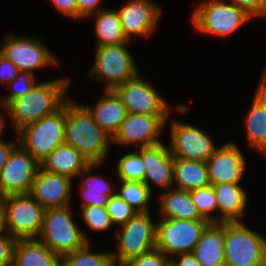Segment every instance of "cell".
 Wrapping results in <instances>:
<instances>
[{"instance_id": "14", "label": "cell", "mask_w": 266, "mask_h": 266, "mask_svg": "<svg viewBox=\"0 0 266 266\" xmlns=\"http://www.w3.org/2000/svg\"><path fill=\"white\" fill-rule=\"evenodd\" d=\"M114 91L122 99L128 113L171 115L168 101L146 82L139 73L135 78L118 85Z\"/></svg>"}, {"instance_id": "43", "label": "cell", "mask_w": 266, "mask_h": 266, "mask_svg": "<svg viewBox=\"0 0 266 266\" xmlns=\"http://www.w3.org/2000/svg\"><path fill=\"white\" fill-rule=\"evenodd\" d=\"M179 259V260H178ZM170 266H201L192 253L178 254L170 258Z\"/></svg>"}, {"instance_id": "9", "label": "cell", "mask_w": 266, "mask_h": 266, "mask_svg": "<svg viewBox=\"0 0 266 266\" xmlns=\"http://www.w3.org/2000/svg\"><path fill=\"white\" fill-rule=\"evenodd\" d=\"M6 232L16 239L37 238L45 208L30 193L12 194L0 198Z\"/></svg>"}, {"instance_id": "25", "label": "cell", "mask_w": 266, "mask_h": 266, "mask_svg": "<svg viewBox=\"0 0 266 266\" xmlns=\"http://www.w3.org/2000/svg\"><path fill=\"white\" fill-rule=\"evenodd\" d=\"M12 266H62V258L37 238L17 239Z\"/></svg>"}, {"instance_id": "47", "label": "cell", "mask_w": 266, "mask_h": 266, "mask_svg": "<svg viewBox=\"0 0 266 266\" xmlns=\"http://www.w3.org/2000/svg\"><path fill=\"white\" fill-rule=\"evenodd\" d=\"M112 266H124V265H117V264H112Z\"/></svg>"}, {"instance_id": "41", "label": "cell", "mask_w": 266, "mask_h": 266, "mask_svg": "<svg viewBox=\"0 0 266 266\" xmlns=\"http://www.w3.org/2000/svg\"><path fill=\"white\" fill-rule=\"evenodd\" d=\"M103 0H77L78 20L89 19L91 15L97 13L101 9Z\"/></svg>"}, {"instance_id": "26", "label": "cell", "mask_w": 266, "mask_h": 266, "mask_svg": "<svg viewBox=\"0 0 266 266\" xmlns=\"http://www.w3.org/2000/svg\"><path fill=\"white\" fill-rule=\"evenodd\" d=\"M161 193L159 195V213L160 215L162 214L161 218L205 220L200 215L189 191L172 187Z\"/></svg>"}, {"instance_id": "32", "label": "cell", "mask_w": 266, "mask_h": 266, "mask_svg": "<svg viewBox=\"0 0 266 266\" xmlns=\"http://www.w3.org/2000/svg\"><path fill=\"white\" fill-rule=\"evenodd\" d=\"M116 174L119 180L144 182L145 168L141 158V148L117 160Z\"/></svg>"}, {"instance_id": "10", "label": "cell", "mask_w": 266, "mask_h": 266, "mask_svg": "<svg viewBox=\"0 0 266 266\" xmlns=\"http://www.w3.org/2000/svg\"><path fill=\"white\" fill-rule=\"evenodd\" d=\"M157 222L156 248L169 259L178 254L192 253L206 226L207 220L161 218Z\"/></svg>"}, {"instance_id": "18", "label": "cell", "mask_w": 266, "mask_h": 266, "mask_svg": "<svg viewBox=\"0 0 266 266\" xmlns=\"http://www.w3.org/2000/svg\"><path fill=\"white\" fill-rule=\"evenodd\" d=\"M72 182L71 178L40 166L30 194L45 209L66 207L71 204Z\"/></svg>"}, {"instance_id": "5", "label": "cell", "mask_w": 266, "mask_h": 266, "mask_svg": "<svg viewBox=\"0 0 266 266\" xmlns=\"http://www.w3.org/2000/svg\"><path fill=\"white\" fill-rule=\"evenodd\" d=\"M127 47L128 43L95 46L94 62L88 76L92 80L104 82L106 85L103 90H114L141 73Z\"/></svg>"}, {"instance_id": "1", "label": "cell", "mask_w": 266, "mask_h": 266, "mask_svg": "<svg viewBox=\"0 0 266 266\" xmlns=\"http://www.w3.org/2000/svg\"><path fill=\"white\" fill-rule=\"evenodd\" d=\"M64 144L78 150L92 164H104L110 151L112 137L94 120L89 108L66 99Z\"/></svg>"}, {"instance_id": "24", "label": "cell", "mask_w": 266, "mask_h": 266, "mask_svg": "<svg viewBox=\"0 0 266 266\" xmlns=\"http://www.w3.org/2000/svg\"><path fill=\"white\" fill-rule=\"evenodd\" d=\"M90 161L74 147L61 144L56 147L41 163V167L49 172L65 175L72 180L80 177Z\"/></svg>"}, {"instance_id": "45", "label": "cell", "mask_w": 266, "mask_h": 266, "mask_svg": "<svg viewBox=\"0 0 266 266\" xmlns=\"http://www.w3.org/2000/svg\"><path fill=\"white\" fill-rule=\"evenodd\" d=\"M6 233L5 230V224H4V214H3V209L0 204V236H3Z\"/></svg>"}, {"instance_id": "34", "label": "cell", "mask_w": 266, "mask_h": 266, "mask_svg": "<svg viewBox=\"0 0 266 266\" xmlns=\"http://www.w3.org/2000/svg\"><path fill=\"white\" fill-rule=\"evenodd\" d=\"M36 75L19 71L15 79L7 86L10 94L0 100V104L8 106L14 99L25 96L37 83Z\"/></svg>"}, {"instance_id": "46", "label": "cell", "mask_w": 266, "mask_h": 266, "mask_svg": "<svg viewBox=\"0 0 266 266\" xmlns=\"http://www.w3.org/2000/svg\"><path fill=\"white\" fill-rule=\"evenodd\" d=\"M5 113L1 112L0 113V142H5L4 138L2 139L1 135L4 133V128H5V116L3 115Z\"/></svg>"}, {"instance_id": "23", "label": "cell", "mask_w": 266, "mask_h": 266, "mask_svg": "<svg viewBox=\"0 0 266 266\" xmlns=\"http://www.w3.org/2000/svg\"><path fill=\"white\" fill-rule=\"evenodd\" d=\"M103 93L94 107L90 104L86 106L91 111L93 120L113 138L128 112L114 90H104Z\"/></svg>"}, {"instance_id": "8", "label": "cell", "mask_w": 266, "mask_h": 266, "mask_svg": "<svg viewBox=\"0 0 266 266\" xmlns=\"http://www.w3.org/2000/svg\"><path fill=\"white\" fill-rule=\"evenodd\" d=\"M226 266H266V238L242 222H225Z\"/></svg>"}, {"instance_id": "3", "label": "cell", "mask_w": 266, "mask_h": 266, "mask_svg": "<svg viewBox=\"0 0 266 266\" xmlns=\"http://www.w3.org/2000/svg\"><path fill=\"white\" fill-rule=\"evenodd\" d=\"M70 206L45 209L42 228L37 237L61 258L90 242L84 230L75 223Z\"/></svg>"}, {"instance_id": "29", "label": "cell", "mask_w": 266, "mask_h": 266, "mask_svg": "<svg viewBox=\"0 0 266 266\" xmlns=\"http://www.w3.org/2000/svg\"><path fill=\"white\" fill-rule=\"evenodd\" d=\"M94 18L95 46L129 43L120 23L117 9L102 8L91 15Z\"/></svg>"}, {"instance_id": "30", "label": "cell", "mask_w": 266, "mask_h": 266, "mask_svg": "<svg viewBox=\"0 0 266 266\" xmlns=\"http://www.w3.org/2000/svg\"><path fill=\"white\" fill-rule=\"evenodd\" d=\"M120 181V187L115 193L126 201L137 212H150V199L153 193L144 182Z\"/></svg>"}, {"instance_id": "6", "label": "cell", "mask_w": 266, "mask_h": 266, "mask_svg": "<svg viewBox=\"0 0 266 266\" xmlns=\"http://www.w3.org/2000/svg\"><path fill=\"white\" fill-rule=\"evenodd\" d=\"M65 103L55 112L19 129V144L41 163L56 147L64 143Z\"/></svg>"}, {"instance_id": "40", "label": "cell", "mask_w": 266, "mask_h": 266, "mask_svg": "<svg viewBox=\"0 0 266 266\" xmlns=\"http://www.w3.org/2000/svg\"><path fill=\"white\" fill-rule=\"evenodd\" d=\"M19 72L18 67L0 53V82L8 85Z\"/></svg>"}, {"instance_id": "42", "label": "cell", "mask_w": 266, "mask_h": 266, "mask_svg": "<svg viewBox=\"0 0 266 266\" xmlns=\"http://www.w3.org/2000/svg\"><path fill=\"white\" fill-rule=\"evenodd\" d=\"M61 14L68 18L78 19L77 0H50Z\"/></svg>"}, {"instance_id": "17", "label": "cell", "mask_w": 266, "mask_h": 266, "mask_svg": "<svg viewBox=\"0 0 266 266\" xmlns=\"http://www.w3.org/2000/svg\"><path fill=\"white\" fill-rule=\"evenodd\" d=\"M222 145L206 161L209 183H241L245 176L246 159L236 142L231 140Z\"/></svg>"}, {"instance_id": "36", "label": "cell", "mask_w": 266, "mask_h": 266, "mask_svg": "<svg viewBox=\"0 0 266 266\" xmlns=\"http://www.w3.org/2000/svg\"><path fill=\"white\" fill-rule=\"evenodd\" d=\"M106 209L113 226L117 225L116 228L123 226L137 213L134 208H132L116 193L110 197V200L106 205Z\"/></svg>"}, {"instance_id": "19", "label": "cell", "mask_w": 266, "mask_h": 266, "mask_svg": "<svg viewBox=\"0 0 266 266\" xmlns=\"http://www.w3.org/2000/svg\"><path fill=\"white\" fill-rule=\"evenodd\" d=\"M141 158L144 163V183L153 193L152 184L166 191L173 187L174 157L169 151L168 145L158 143L156 145L142 147Z\"/></svg>"}, {"instance_id": "15", "label": "cell", "mask_w": 266, "mask_h": 266, "mask_svg": "<svg viewBox=\"0 0 266 266\" xmlns=\"http://www.w3.org/2000/svg\"><path fill=\"white\" fill-rule=\"evenodd\" d=\"M40 163L18 144L0 171V198L30 193Z\"/></svg>"}, {"instance_id": "12", "label": "cell", "mask_w": 266, "mask_h": 266, "mask_svg": "<svg viewBox=\"0 0 266 266\" xmlns=\"http://www.w3.org/2000/svg\"><path fill=\"white\" fill-rule=\"evenodd\" d=\"M169 151L174 158L206 162L218 148L213 139L198 127L179 120L169 121Z\"/></svg>"}, {"instance_id": "27", "label": "cell", "mask_w": 266, "mask_h": 266, "mask_svg": "<svg viewBox=\"0 0 266 266\" xmlns=\"http://www.w3.org/2000/svg\"><path fill=\"white\" fill-rule=\"evenodd\" d=\"M103 164H90L83 172L79 175L84 177L80 182V198L82 199L81 207L95 205L104 206L108 204L110 197L115 194L117 188H114L109 181H106L103 175H92L93 170L100 168ZM86 174V175H85ZM85 175V176H84Z\"/></svg>"}, {"instance_id": "39", "label": "cell", "mask_w": 266, "mask_h": 266, "mask_svg": "<svg viewBox=\"0 0 266 266\" xmlns=\"http://www.w3.org/2000/svg\"><path fill=\"white\" fill-rule=\"evenodd\" d=\"M16 238L10 236L7 232L0 236V266L13 265V252Z\"/></svg>"}, {"instance_id": "31", "label": "cell", "mask_w": 266, "mask_h": 266, "mask_svg": "<svg viewBox=\"0 0 266 266\" xmlns=\"http://www.w3.org/2000/svg\"><path fill=\"white\" fill-rule=\"evenodd\" d=\"M90 243L63 257L62 266H112L111 252H94Z\"/></svg>"}, {"instance_id": "20", "label": "cell", "mask_w": 266, "mask_h": 266, "mask_svg": "<svg viewBox=\"0 0 266 266\" xmlns=\"http://www.w3.org/2000/svg\"><path fill=\"white\" fill-rule=\"evenodd\" d=\"M244 120L247 147L266 157V70Z\"/></svg>"}, {"instance_id": "35", "label": "cell", "mask_w": 266, "mask_h": 266, "mask_svg": "<svg viewBox=\"0 0 266 266\" xmlns=\"http://www.w3.org/2000/svg\"><path fill=\"white\" fill-rule=\"evenodd\" d=\"M82 208V219L91 231L103 232L113 226L106 207L89 205Z\"/></svg>"}, {"instance_id": "38", "label": "cell", "mask_w": 266, "mask_h": 266, "mask_svg": "<svg viewBox=\"0 0 266 266\" xmlns=\"http://www.w3.org/2000/svg\"><path fill=\"white\" fill-rule=\"evenodd\" d=\"M229 2L245 10L253 18L266 17V0H230Z\"/></svg>"}, {"instance_id": "4", "label": "cell", "mask_w": 266, "mask_h": 266, "mask_svg": "<svg viewBox=\"0 0 266 266\" xmlns=\"http://www.w3.org/2000/svg\"><path fill=\"white\" fill-rule=\"evenodd\" d=\"M198 4L191 14L198 33L226 38L252 19L245 10L225 0H203Z\"/></svg>"}, {"instance_id": "13", "label": "cell", "mask_w": 266, "mask_h": 266, "mask_svg": "<svg viewBox=\"0 0 266 266\" xmlns=\"http://www.w3.org/2000/svg\"><path fill=\"white\" fill-rule=\"evenodd\" d=\"M170 115H143L128 113L117 133L112 138V144L137 148L161 143L163 128L166 127Z\"/></svg>"}, {"instance_id": "28", "label": "cell", "mask_w": 266, "mask_h": 266, "mask_svg": "<svg viewBox=\"0 0 266 266\" xmlns=\"http://www.w3.org/2000/svg\"><path fill=\"white\" fill-rule=\"evenodd\" d=\"M209 184L206 162L174 158V188L190 192Z\"/></svg>"}, {"instance_id": "7", "label": "cell", "mask_w": 266, "mask_h": 266, "mask_svg": "<svg viewBox=\"0 0 266 266\" xmlns=\"http://www.w3.org/2000/svg\"><path fill=\"white\" fill-rule=\"evenodd\" d=\"M157 222L150 212H137L115 231L118 248L111 251L113 264L124 265L129 260L156 248Z\"/></svg>"}, {"instance_id": "37", "label": "cell", "mask_w": 266, "mask_h": 266, "mask_svg": "<svg viewBox=\"0 0 266 266\" xmlns=\"http://www.w3.org/2000/svg\"><path fill=\"white\" fill-rule=\"evenodd\" d=\"M170 259L159 249L143 253L124 264V266H169Z\"/></svg>"}, {"instance_id": "11", "label": "cell", "mask_w": 266, "mask_h": 266, "mask_svg": "<svg viewBox=\"0 0 266 266\" xmlns=\"http://www.w3.org/2000/svg\"><path fill=\"white\" fill-rule=\"evenodd\" d=\"M37 37L9 33L4 37L0 53L11 60L19 71L34 74L35 70L58 66L56 54Z\"/></svg>"}, {"instance_id": "44", "label": "cell", "mask_w": 266, "mask_h": 266, "mask_svg": "<svg viewBox=\"0 0 266 266\" xmlns=\"http://www.w3.org/2000/svg\"><path fill=\"white\" fill-rule=\"evenodd\" d=\"M19 144L18 136H16L15 140L0 142V171L8 161V158L13 151V149Z\"/></svg>"}, {"instance_id": "22", "label": "cell", "mask_w": 266, "mask_h": 266, "mask_svg": "<svg viewBox=\"0 0 266 266\" xmlns=\"http://www.w3.org/2000/svg\"><path fill=\"white\" fill-rule=\"evenodd\" d=\"M225 222L209 223L192 254L201 266H226L224 255Z\"/></svg>"}, {"instance_id": "33", "label": "cell", "mask_w": 266, "mask_h": 266, "mask_svg": "<svg viewBox=\"0 0 266 266\" xmlns=\"http://www.w3.org/2000/svg\"><path fill=\"white\" fill-rule=\"evenodd\" d=\"M191 198L200 215L209 223H218V216L212 214L217 211V200L213 185H207L190 191Z\"/></svg>"}, {"instance_id": "16", "label": "cell", "mask_w": 266, "mask_h": 266, "mask_svg": "<svg viewBox=\"0 0 266 266\" xmlns=\"http://www.w3.org/2000/svg\"><path fill=\"white\" fill-rule=\"evenodd\" d=\"M162 10L153 0H128L118 11L123 33L128 41L133 37H151L156 30Z\"/></svg>"}, {"instance_id": "21", "label": "cell", "mask_w": 266, "mask_h": 266, "mask_svg": "<svg viewBox=\"0 0 266 266\" xmlns=\"http://www.w3.org/2000/svg\"><path fill=\"white\" fill-rule=\"evenodd\" d=\"M217 200L218 223L242 222L246 216L248 197L240 183H219L213 185Z\"/></svg>"}, {"instance_id": "2", "label": "cell", "mask_w": 266, "mask_h": 266, "mask_svg": "<svg viewBox=\"0 0 266 266\" xmlns=\"http://www.w3.org/2000/svg\"><path fill=\"white\" fill-rule=\"evenodd\" d=\"M69 79L59 77L39 82L25 96L14 99L8 106L0 104L12 120V131L16 134L23 126L58 110L69 97Z\"/></svg>"}]
</instances>
